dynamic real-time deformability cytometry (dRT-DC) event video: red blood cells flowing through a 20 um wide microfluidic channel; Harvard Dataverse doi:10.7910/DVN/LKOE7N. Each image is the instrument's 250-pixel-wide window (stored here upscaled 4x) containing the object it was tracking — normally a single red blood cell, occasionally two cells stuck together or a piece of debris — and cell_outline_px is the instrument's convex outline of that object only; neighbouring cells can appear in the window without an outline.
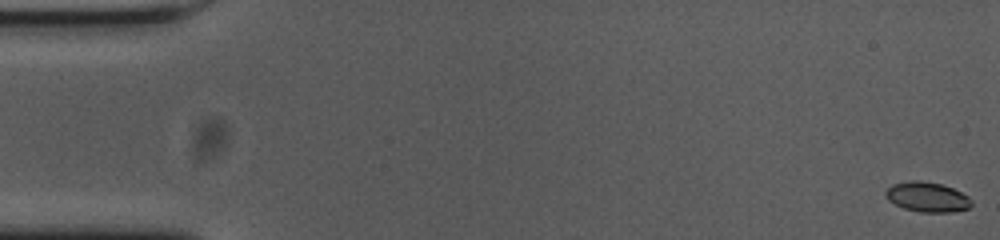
{"species": "common noctule bat (a hibernating species)", "species_latin": "Nyctalus noctula", "temperature_condition": "cold", "stored_images_in_passage": 56, "camera_frame_rate_fps": 3000, "um_per_image_px": 0.085, "animal": {"sex": "female", "body_mass_g": 23.0, "forearm_length_mm": 53.4}, "frame": {"image": 1, "passage_image": 1, "time_ms": 0.0, "image_size_px": [1000, 240], "cell_outline_px": [[972, 204], [968, 208], [948, 212], [920, 212], [904, 208], [888, 200], [884, 192], [892, 184], [912, 180], [916, 180], [940, 184], [952, 188], [968, 196], [972, 200]], "centroid_in_image_um": [78.8, 16.74], "position_along_channel_um": 6.2, "area_um2": 14.74}}
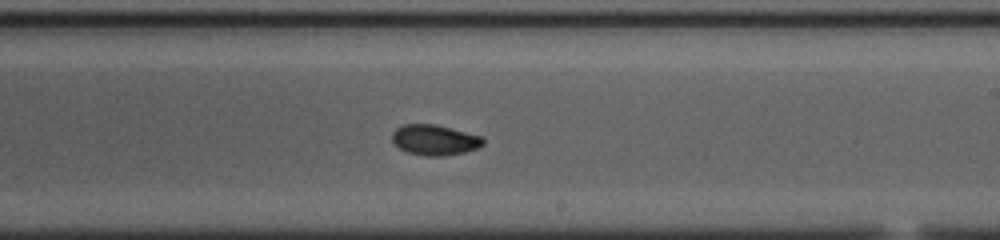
{"frame": {"image": 2, "passage_image": 33, "time_ms": 10.667, "image_size_px": [1000, 240], "cell_outline_px": [[484, 144], [480, 148], [464, 152], [444, 156], [424, 156], [408, 152], [400, 148], [392, 140], [392, 132], [396, 128], [404, 124], [432, 124], [484, 136]], "centroid_in_image_um": [36.98, 11.9], "position_along_channel_um": 252.0, "area_um2": 16.18}}
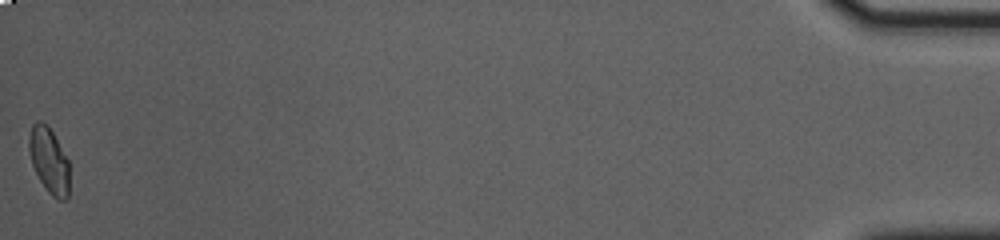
{"frame": {"image": 3, "passage_image": 56, "time_ms": 18.333, "image_size_px": [1000, 240], "cell_outline_px": [[68, 196], [64, 200], [56, 200], [48, 192], [40, 180], [32, 164], [28, 148], [28, 140], [32, 124], [36, 120], [40, 120], [48, 124], [68, 160]], "centroid_in_image_um": [4.15, 13.61], "position_along_channel_um": 431.1, "area_um2": 15.43}, "authors_computed_cell_mechanics": {"area_um2": 15.5482, "velocity_mm_per_s": 3.666, "shape_relaxation_time_tau1_ms": 5.5734, "shape_relaxation_time_tau2_ms": 1.114, "deformation_change_tau1": 0.156, "deformation_change_tau2": 0.0367}}